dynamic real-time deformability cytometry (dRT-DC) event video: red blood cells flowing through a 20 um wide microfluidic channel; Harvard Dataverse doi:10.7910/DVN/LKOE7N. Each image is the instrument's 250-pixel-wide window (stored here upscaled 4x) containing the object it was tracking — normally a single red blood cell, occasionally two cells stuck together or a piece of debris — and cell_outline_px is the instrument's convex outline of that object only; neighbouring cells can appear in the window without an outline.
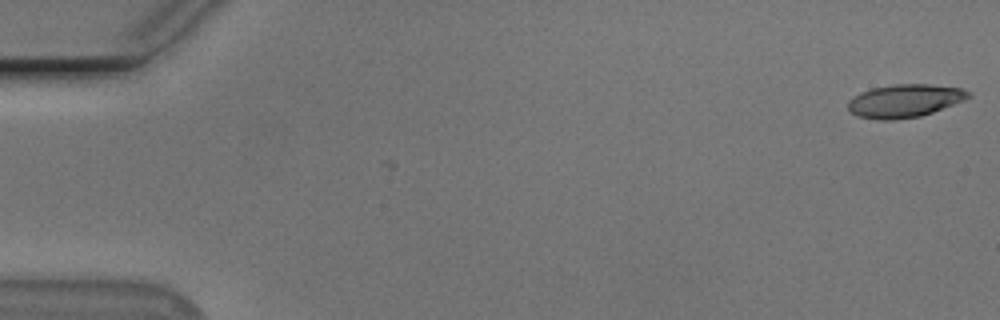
{"species": "Egyptian fruit bat (a non-hibernating species)", "species_latin": "Rousettus aegyptiacus", "temperature_condition": "cold", "stored_images_in_passage": 3, "camera_frame_rate_fps": 3000, "um_per_image_px": 0.085, "animal": {"sex": "male"}, "frame": {"image": 1, "passage_image": 1, "time_ms": 0.0, "image_size_px": [1000, 320], "cell_outline_px": [[972, 96], [964, 100], [932, 112], [920, 116], [892, 120], [876, 120], [856, 116], [848, 108], [848, 100], [852, 96], [860, 92], [872, 88], [892, 84], [928, 84], [960, 88], [968, 92]], "centroid_in_image_um": [76.84, 8.57], "position_along_channel_um": 8.2, "area_um2": 23.18}}